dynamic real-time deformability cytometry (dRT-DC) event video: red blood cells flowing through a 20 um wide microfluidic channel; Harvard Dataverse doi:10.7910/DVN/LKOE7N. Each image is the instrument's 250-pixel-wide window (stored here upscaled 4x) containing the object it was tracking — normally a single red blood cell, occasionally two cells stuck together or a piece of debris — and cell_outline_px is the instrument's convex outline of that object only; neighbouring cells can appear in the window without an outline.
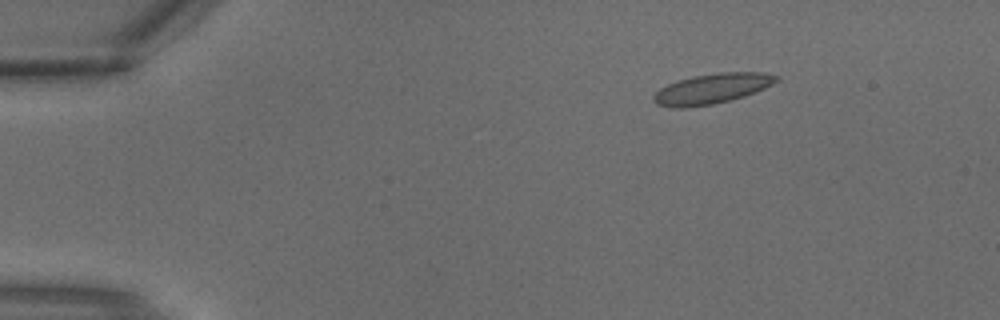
{"species": "common noctule bat (a hibernating species)", "species_latin": "Nyctalus noctula", "temperature_condition": "warm", "stored_images_in_passage": 2, "camera_frame_rate_fps": 3000, "um_per_image_px": 0.085, "animal": {"sex": "male", "body_mass_g": 18.8}, "frame": {"image": 1, "passage_image": 1, "time_ms": 0.0, "image_size_px": [1000, 320], "cell_outline_px": [[780, 80], [764, 88], [744, 96], [712, 104], [684, 108], [676, 108], [656, 104], [652, 100], [652, 96], [660, 88], [676, 80], [696, 76], [720, 72], [764, 72], [780, 76]], "centroid_in_image_um": [60.52, 7.53], "position_along_channel_um": 24.5, "area_um2": 21.5}}